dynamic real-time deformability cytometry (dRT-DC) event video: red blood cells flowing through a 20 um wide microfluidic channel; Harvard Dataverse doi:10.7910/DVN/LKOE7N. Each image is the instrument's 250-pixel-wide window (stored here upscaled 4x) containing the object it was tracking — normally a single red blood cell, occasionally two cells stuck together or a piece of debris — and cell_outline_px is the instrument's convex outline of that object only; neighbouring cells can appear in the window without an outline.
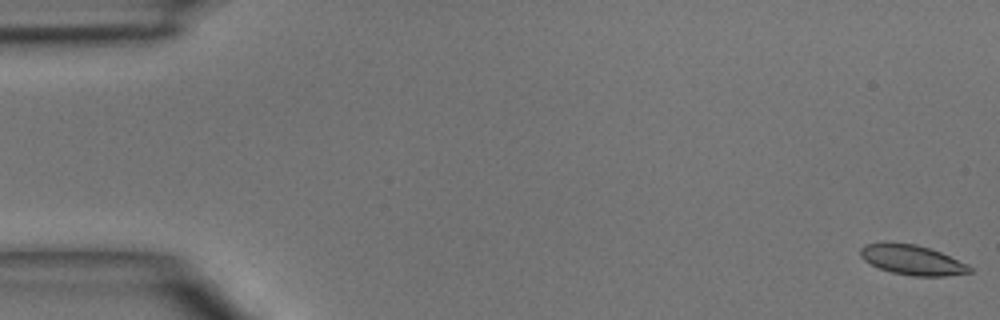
{"species": "common noctule bat (a hibernating species)", "species_latin": "Nyctalus noctula", "temperature_condition": "room temperature", "stored_images_in_passage": 5, "camera_frame_rate_fps": 3000, "um_per_image_px": 0.085, "animal": {"sex": "male", "body_mass_g": 15.6}, "frame": {"image": 1, "passage_image": 1, "time_ms": 0.0, "image_size_px": [1000, 320], "cell_outline_px": [[972, 272], [944, 276], [912, 276], [892, 272], [880, 268], [864, 260], [860, 256], [860, 248], [864, 244], [884, 240], [888, 240], [916, 244], [940, 252], [968, 264], [972, 268]], "centroid_in_image_um": [77.49, 22.05], "position_along_channel_um": 7.5, "area_um2": 19.36}}
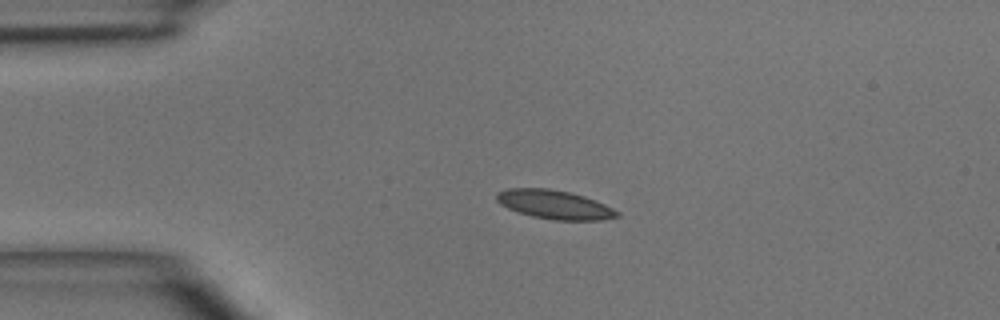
{"frame": {"image": 2, "passage_image": 4, "time_ms": 3.333, "image_size_px": [1000, 320], "cell_outline_px": [[620, 216], [600, 220], [556, 220], [532, 216], [508, 208], [500, 204], [496, 200], [496, 192], [508, 188], [548, 188], [568, 192], [584, 196], [596, 200], [620, 212]], "centroid_in_image_um": [47.13, 17.38], "position_along_channel_um": 37.9, "area_um2": 20.17}}